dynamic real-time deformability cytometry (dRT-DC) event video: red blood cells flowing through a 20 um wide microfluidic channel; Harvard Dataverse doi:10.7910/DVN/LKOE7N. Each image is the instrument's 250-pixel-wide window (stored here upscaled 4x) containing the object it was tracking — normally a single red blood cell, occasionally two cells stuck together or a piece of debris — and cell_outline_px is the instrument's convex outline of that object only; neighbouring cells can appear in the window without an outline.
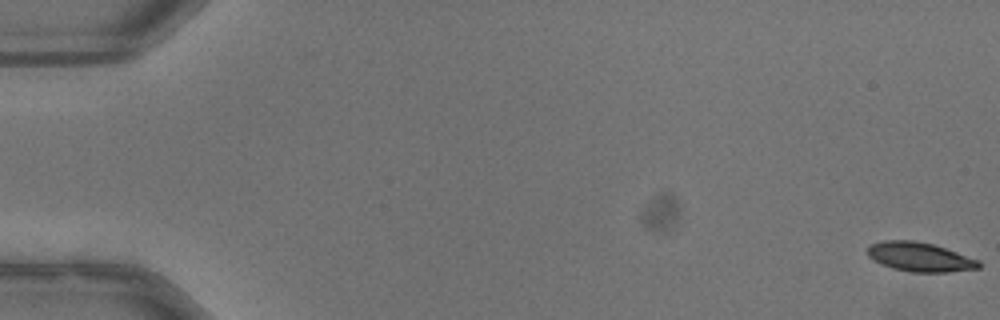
{"species": "common noctule bat (a hibernating species)", "species_latin": "Nyctalus noctula", "temperature_condition": "warm", "stored_images_in_passage": 53, "camera_frame_rate_fps": 3000, "um_per_image_px": 0.085, "animal": {"sex": "male", "body_mass_g": 13.3}, "frame": {"image": 1, "passage_image": 1, "time_ms": 0.0, "image_size_px": [1000, 320], "cell_outline_px": [[980, 268], [948, 272], [912, 272], [892, 268], [868, 256], [868, 248], [872, 244], [884, 240], [912, 240], [932, 244], [980, 260]], "centroid_in_image_um": [78.21, 21.84], "position_along_channel_um": 6.8, "area_um2": 18.61}}
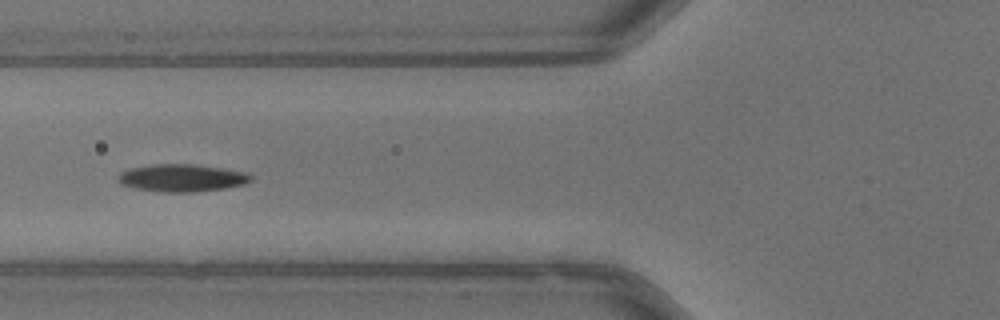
{"frame": {"image": 2, "passage_image": 22, "time_ms": 7.0, "image_size_px": [1000, 320], "cell_outline_px": [[252, 180], [244, 184], [224, 188], [192, 192], [164, 192], [136, 188], [120, 184], [116, 180], [116, 176], [120, 172], [128, 168], [152, 164], [196, 164], [224, 168], [248, 172], [252, 176]], "centroid_in_image_um": [15.44, 15.11], "position_along_channel_um": 110.4, "area_um2": 21.5}}
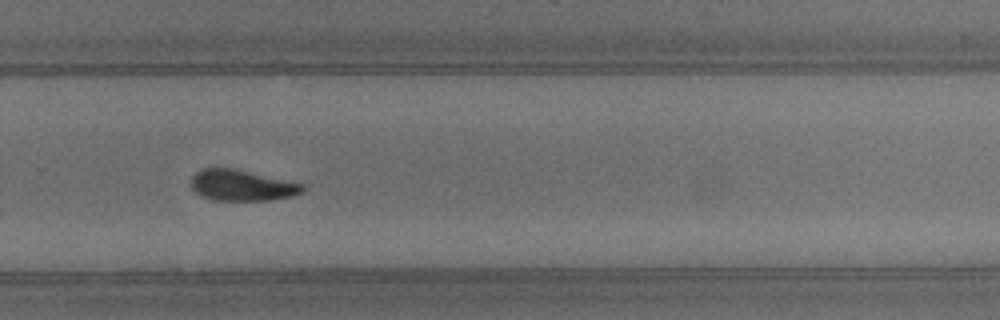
{"frame": {"image": 3, "passage_image": 37, "time_ms": 12.0, "image_size_px": [1000, 320], "cell_outline_px": [[304, 192], [292, 196], [272, 200], [212, 200], [200, 196], [192, 188], [192, 176], [200, 168], [232, 168], [304, 184]], "centroid_in_image_um": [20.55, 15.76], "position_along_channel_um": 309.3, "area_um2": 20.06}, "authors_computed_cell_mechanics": {"area_um2": 20.23, "velocity_mm_per_s": 3.9854, "shape_relaxation_time_tau1_ms": 3.6182, "shape_relaxation_time_tau2_ms": 8.5699, "deformation_change_tau1": 0.1353, "deformation_change_tau2": 0.163}}